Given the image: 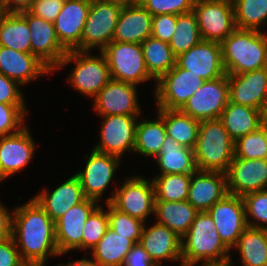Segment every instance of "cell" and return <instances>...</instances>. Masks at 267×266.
<instances>
[{"label": "cell", "instance_id": "1", "mask_svg": "<svg viewBox=\"0 0 267 266\" xmlns=\"http://www.w3.org/2000/svg\"><path fill=\"white\" fill-rule=\"evenodd\" d=\"M12 211V237L28 266H46L51 256H60L55 222L33 197Z\"/></svg>", "mask_w": 267, "mask_h": 266}, {"label": "cell", "instance_id": "2", "mask_svg": "<svg viewBox=\"0 0 267 266\" xmlns=\"http://www.w3.org/2000/svg\"><path fill=\"white\" fill-rule=\"evenodd\" d=\"M215 222L207 211L198 212L189 231L181 238L182 266H200L231 258Z\"/></svg>", "mask_w": 267, "mask_h": 266}, {"label": "cell", "instance_id": "3", "mask_svg": "<svg viewBox=\"0 0 267 266\" xmlns=\"http://www.w3.org/2000/svg\"><path fill=\"white\" fill-rule=\"evenodd\" d=\"M226 74H242L267 67V33L235 29L221 43Z\"/></svg>", "mask_w": 267, "mask_h": 266}, {"label": "cell", "instance_id": "4", "mask_svg": "<svg viewBox=\"0 0 267 266\" xmlns=\"http://www.w3.org/2000/svg\"><path fill=\"white\" fill-rule=\"evenodd\" d=\"M234 144L219 118L200 121L194 148L197 169L226 174L235 157Z\"/></svg>", "mask_w": 267, "mask_h": 266}, {"label": "cell", "instance_id": "5", "mask_svg": "<svg viewBox=\"0 0 267 266\" xmlns=\"http://www.w3.org/2000/svg\"><path fill=\"white\" fill-rule=\"evenodd\" d=\"M90 52L68 51L53 72L64 68L68 64L75 63L67 82L81 95L93 99L111 80V75L104 54L100 51L99 55L95 56Z\"/></svg>", "mask_w": 267, "mask_h": 266}, {"label": "cell", "instance_id": "6", "mask_svg": "<svg viewBox=\"0 0 267 266\" xmlns=\"http://www.w3.org/2000/svg\"><path fill=\"white\" fill-rule=\"evenodd\" d=\"M111 79L137 85L154 80L148 73L141 44L112 41L101 51Z\"/></svg>", "mask_w": 267, "mask_h": 266}, {"label": "cell", "instance_id": "7", "mask_svg": "<svg viewBox=\"0 0 267 266\" xmlns=\"http://www.w3.org/2000/svg\"><path fill=\"white\" fill-rule=\"evenodd\" d=\"M155 200L153 181L132 175L126 177L125 182L105 199V203H111L119 211L146 223L148 216L154 215Z\"/></svg>", "mask_w": 267, "mask_h": 266}, {"label": "cell", "instance_id": "8", "mask_svg": "<svg viewBox=\"0 0 267 266\" xmlns=\"http://www.w3.org/2000/svg\"><path fill=\"white\" fill-rule=\"evenodd\" d=\"M122 7L103 0L91 1L80 40V51H102L113 40Z\"/></svg>", "mask_w": 267, "mask_h": 266}, {"label": "cell", "instance_id": "9", "mask_svg": "<svg viewBox=\"0 0 267 266\" xmlns=\"http://www.w3.org/2000/svg\"><path fill=\"white\" fill-rule=\"evenodd\" d=\"M193 12L202 40L221 43L236 29L232 0H195Z\"/></svg>", "mask_w": 267, "mask_h": 266}, {"label": "cell", "instance_id": "10", "mask_svg": "<svg viewBox=\"0 0 267 266\" xmlns=\"http://www.w3.org/2000/svg\"><path fill=\"white\" fill-rule=\"evenodd\" d=\"M204 81L200 75L175 65L155 83L157 108L180 110Z\"/></svg>", "mask_w": 267, "mask_h": 266}, {"label": "cell", "instance_id": "11", "mask_svg": "<svg viewBox=\"0 0 267 266\" xmlns=\"http://www.w3.org/2000/svg\"><path fill=\"white\" fill-rule=\"evenodd\" d=\"M228 102L229 82L226 74L204 81L180 110L199 121L218 119Z\"/></svg>", "mask_w": 267, "mask_h": 266}, {"label": "cell", "instance_id": "12", "mask_svg": "<svg viewBox=\"0 0 267 266\" xmlns=\"http://www.w3.org/2000/svg\"><path fill=\"white\" fill-rule=\"evenodd\" d=\"M103 123L100 128V142L93 150L111 154L122 159L124 153L134 151L137 118L139 115L100 116Z\"/></svg>", "mask_w": 267, "mask_h": 266}, {"label": "cell", "instance_id": "13", "mask_svg": "<svg viewBox=\"0 0 267 266\" xmlns=\"http://www.w3.org/2000/svg\"><path fill=\"white\" fill-rule=\"evenodd\" d=\"M223 243L234 250L242 232L248 227L243 198L233 194L225 195L208 211Z\"/></svg>", "mask_w": 267, "mask_h": 266}, {"label": "cell", "instance_id": "14", "mask_svg": "<svg viewBox=\"0 0 267 266\" xmlns=\"http://www.w3.org/2000/svg\"><path fill=\"white\" fill-rule=\"evenodd\" d=\"M85 159L87 160L84 170H80L76 175L80 180L85 197L100 203L99 199L108 189L117 172L116 169L119 168L120 157L99 153L92 149L89 157L86 155Z\"/></svg>", "mask_w": 267, "mask_h": 266}, {"label": "cell", "instance_id": "15", "mask_svg": "<svg viewBox=\"0 0 267 266\" xmlns=\"http://www.w3.org/2000/svg\"><path fill=\"white\" fill-rule=\"evenodd\" d=\"M99 116L140 115L137 85L111 79L92 99Z\"/></svg>", "mask_w": 267, "mask_h": 266}, {"label": "cell", "instance_id": "16", "mask_svg": "<svg viewBox=\"0 0 267 266\" xmlns=\"http://www.w3.org/2000/svg\"><path fill=\"white\" fill-rule=\"evenodd\" d=\"M19 14L27 21L30 29L31 53L54 71L68 51L59 42L53 22L28 11Z\"/></svg>", "mask_w": 267, "mask_h": 266}, {"label": "cell", "instance_id": "17", "mask_svg": "<svg viewBox=\"0 0 267 266\" xmlns=\"http://www.w3.org/2000/svg\"><path fill=\"white\" fill-rule=\"evenodd\" d=\"M98 201L86 198L71 207L55 222V239L60 255L71 250H82L83 226L99 206Z\"/></svg>", "mask_w": 267, "mask_h": 266}, {"label": "cell", "instance_id": "18", "mask_svg": "<svg viewBox=\"0 0 267 266\" xmlns=\"http://www.w3.org/2000/svg\"><path fill=\"white\" fill-rule=\"evenodd\" d=\"M176 65L200 75L205 81L226 75L221 45L218 42L201 40L188 51L179 54L176 57Z\"/></svg>", "mask_w": 267, "mask_h": 266}, {"label": "cell", "instance_id": "19", "mask_svg": "<svg viewBox=\"0 0 267 266\" xmlns=\"http://www.w3.org/2000/svg\"><path fill=\"white\" fill-rule=\"evenodd\" d=\"M227 175L229 194L244 195L267 190V159H242L234 157Z\"/></svg>", "mask_w": 267, "mask_h": 266}, {"label": "cell", "instance_id": "20", "mask_svg": "<svg viewBox=\"0 0 267 266\" xmlns=\"http://www.w3.org/2000/svg\"><path fill=\"white\" fill-rule=\"evenodd\" d=\"M35 149L28 126L17 133L0 136V183L29 165Z\"/></svg>", "mask_w": 267, "mask_h": 266}, {"label": "cell", "instance_id": "21", "mask_svg": "<svg viewBox=\"0 0 267 266\" xmlns=\"http://www.w3.org/2000/svg\"><path fill=\"white\" fill-rule=\"evenodd\" d=\"M90 5L89 0H65L53 22L57 38L67 51H80V40Z\"/></svg>", "mask_w": 267, "mask_h": 266}, {"label": "cell", "instance_id": "22", "mask_svg": "<svg viewBox=\"0 0 267 266\" xmlns=\"http://www.w3.org/2000/svg\"><path fill=\"white\" fill-rule=\"evenodd\" d=\"M227 76L229 101L260 110L267 99V67Z\"/></svg>", "mask_w": 267, "mask_h": 266}, {"label": "cell", "instance_id": "23", "mask_svg": "<svg viewBox=\"0 0 267 266\" xmlns=\"http://www.w3.org/2000/svg\"><path fill=\"white\" fill-rule=\"evenodd\" d=\"M139 243L157 266L164 260L179 261L182 266L181 238L167 226L157 222L150 227L144 224Z\"/></svg>", "mask_w": 267, "mask_h": 266}, {"label": "cell", "instance_id": "24", "mask_svg": "<svg viewBox=\"0 0 267 266\" xmlns=\"http://www.w3.org/2000/svg\"><path fill=\"white\" fill-rule=\"evenodd\" d=\"M227 194L225 173L197 170L191 174L187 201L197 211H208Z\"/></svg>", "mask_w": 267, "mask_h": 266}, {"label": "cell", "instance_id": "25", "mask_svg": "<svg viewBox=\"0 0 267 266\" xmlns=\"http://www.w3.org/2000/svg\"><path fill=\"white\" fill-rule=\"evenodd\" d=\"M50 72L53 71L32 53L19 52L0 46V73L20 85H26Z\"/></svg>", "mask_w": 267, "mask_h": 266}, {"label": "cell", "instance_id": "26", "mask_svg": "<svg viewBox=\"0 0 267 266\" xmlns=\"http://www.w3.org/2000/svg\"><path fill=\"white\" fill-rule=\"evenodd\" d=\"M48 191L44 189L33 198L54 222L71 207L86 199L80 180L76 174L72 175L61 185H58L51 193Z\"/></svg>", "mask_w": 267, "mask_h": 266}, {"label": "cell", "instance_id": "27", "mask_svg": "<svg viewBox=\"0 0 267 266\" xmlns=\"http://www.w3.org/2000/svg\"><path fill=\"white\" fill-rule=\"evenodd\" d=\"M151 31L152 15L141 4L122 7L112 41L141 44Z\"/></svg>", "mask_w": 267, "mask_h": 266}, {"label": "cell", "instance_id": "28", "mask_svg": "<svg viewBox=\"0 0 267 266\" xmlns=\"http://www.w3.org/2000/svg\"><path fill=\"white\" fill-rule=\"evenodd\" d=\"M160 168L159 175L195 173L196 167L194 149L178 144L172 137L166 136L161 151L155 157Z\"/></svg>", "mask_w": 267, "mask_h": 266}, {"label": "cell", "instance_id": "29", "mask_svg": "<svg viewBox=\"0 0 267 266\" xmlns=\"http://www.w3.org/2000/svg\"><path fill=\"white\" fill-rule=\"evenodd\" d=\"M134 243L127 237L118 235L110 227L98 244L91 249L92 259H85L92 266H123L126 256Z\"/></svg>", "mask_w": 267, "mask_h": 266}, {"label": "cell", "instance_id": "30", "mask_svg": "<svg viewBox=\"0 0 267 266\" xmlns=\"http://www.w3.org/2000/svg\"><path fill=\"white\" fill-rule=\"evenodd\" d=\"M198 212L187 200L155 201L156 222L167 226L180 238L189 231Z\"/></svg>", "mask_w": 267, "mask_h": 266}, {"label": "cell", "instance_id": "31", "mask_svg": "<svg viewBox=\"0 0 267 266\" xmlns=\"http://www.w3.org/2000/svg\"><path fill=\"white\" fill-rule=\"evenodd\" d=\"M219 119L234 141L257 131L262 126L260 110L230 101L224 108Z\"/></svg>", "mask_w": 267, "mask_h": 266}, {"label": "cell", "instance_id": "32", "mask_svg": "<svg viewBox=\"0 0 267 266\" xmlns=\"http://www.w3.org/2000/svg\"><path fill=\"white\" fill-rule=\"evenodd\" d=\"M166 129V135L178 144L194 149L197 143L200 121L183 113L181 110L157 108Z\"/></svg>", "mask_w": 267, "mask_h": 266}, {"label": "cell", "instance_id": "33", "mask_svg": "<svg viewBox=\"0 0 267 266\" xmlns=\"http://www.w3.org/2000/svg\"><path fill=\"white\" fill-rule=\"evenodd\" d=\"M0 46L31 53L30 29L19 13H0Z\"/></svg>", "mask_w": 267, "mask_h": 266}, {"label": "cell", "instance_id": "34", "mask_svg": "<svg viewBox=\"0 0 267 266\" xmlns=\"http://www.w3.org/2000/svg\"><path fill=\"white\" fill-rule=\"evenodd\" d=\"M234 249L239 251L242 266H267V230L247 227Z\"/></svg>", "mask_w": 267, "mask_h": 266}, {"label": "cell", "instance_id": "35", "mask_svg": "<svg viewBox=\"0 0 267 266\" xmlns=\"http://www.w3.org/2000/svg\"><path fill=\"white\" fill-rule=\"evenodd\" d=\"M158 117L154 120L141 119L136 125L135 147L137 152L144 157H157L166 138V129L163 119Z\"/></svg>", "mask_w": 267, "mask_h": 266}, {"label": "cell", "instance_id": "36", "mask_svg": "<svg viewBox=\"0 0 267 266\" xmlns=\"http://www.w3.org/2000/svg\"><path fill=\"white\" fill-rule=\"evenodd\" d=\"M141 47L148 73L155 82L176 65V56L167 42L148 37Z\"/></svg>", "mask_w": 267, "mask_h": 266}, {"label": "cell", "instance_id": "37", "mask_svg": "<svg viewBox=\"0 0 267 266\" xmlns=\"http://www.w3.org/2000/svg\"><path fill=\"white\" fill-rule=\"evenodd\" d=\"M237 29L261 31L267 23V0H232Z\"/></svg>", "mask_w": 267, "mask_h": 266}, {"label": "cell", "instance_id": "38", "mask_svg": "<svg viewBox=\"0 0 267 266\" xmlns=\"http://www.w3.org/2000/svg\"><path fill=\"white\" fill-rule=\"evenodd\" d=\"M201 40L195 13L191 11L177 15L175 32L168 43L173 54L177 57L179 54L191 49Z\"/></svg>", "mask_w": 267, "mask_h": 266}, {"label": "cell", "instance_id": "39", "mask_svg": "<svg viewBox=\"0 0 267 266\" xmlns=\"http://www.w3.org/2000/svg\"><path fill=\"white\" fill-rule=\"evenodd\" d=\"M152 179L155 201H185L188 198L190 177L188 174L157 175Z\"/></svg>", "mask_w": 267, "mask_h": 266}, {"label": "cell", "instance_id": "40", "mask_svg": "<svg viewBox=\"0 0 267 266\" xmlns=\"http://www.w3.org/2000/svg\"><path fill=\"white\" fill-rule=\"evenodd\" d=\"M235 157L242 159H267V128L238 138L234 144Z\"/></svg>", "mask_w": 267, "mask_h": 266}, {"label": "cell", "instance_id": "41", "mask_svg": "<svg viewBox=\"0 0 267 266\" xmlns=\"http://www.w3.org/2000/svg\"><path fill=\"white\" fill-rule=\"evenodd\" d=\"M105 205L108 208L109 227L118 235L130 239L134 244L139 243L144 224L146 223L119 211L111 203H106Z\"/></svg>", "mask_w": 267, "mask_h": 266}, {"label": "cell", "instance_id": "42", "mask_svg": "<svg viewBox=\"0 0 267 266\" xmlns=\"http://www.w3.org/2000/svg\"><path fill=\"white\" fill-rule=\"evenodd\" d=\"M108 227V210H104L101 204L90 214L83 226L82 250L91 251L105 235Z\"/></svg>", "mask_w": 267, "mask_h": 266}, {"label": "cell", "instance_id": "43", "mask_svg": "<svg viewBox=\"0 0 267 266\" xmlns=\"http://www.w3.org/2000/svg\"><path fill=\"white\" fill-rule=\"evenodd\" d=\"M242 198L247 226L267 230V190L251 192Z\"/></svg>", "mask_w": 267, "mask_h": 266}, {"label": "cell", "instance_id": "44", "mask_svg": "<svg viewBox=\"0 0 267 266\" xmlns=\"http://www.w3.org/2000/svg\"><path fill=\"white\" fill-rule=\"evenodd\" d=\"M26 105H11L0 103V136L17 133L26 125Z\"/></svg>", "mask_w": 267, "mask_h": 266}, {"label": "cell", "instance_id": "45", "mask_svg": "<svg viewBox=\"0 0 267 266\" xmlns=\"http://www.w3.org/2000/svg\"><path fill=\"white\" fill-rule=\"evenodd\" d=\"M195 0H142L141 5L152 15L185 14L193 11Z\"/></svg>", "mask_w": 267, "mask_h": 266}, {"label": "cell", "instance_id": "46", "mask_svg": "<svg viewBox=\"0 0 267 266\" xmlns=\"http://www.w3.org/2000/svg\"><path fill=\"white\" fill-rule=\"evenodd\" d=\"M177 23V15L158 14L152 16L151 37L169 43L174 35Z\"/></svg>", "mask_w": 267, "mask_h": 266}, {"label": "cell", "instance_id": "47", "mask_svg": "<svg viewBox=\"0 0 267 266\" xmlns=\"http://www.w3.org/2000/svg\"><path fill=\"white\" fill-rule=\"evenodd\" d=\"M21 85L0 73V103L11 105H25Z\"/></svg>", "mask_w": 267, "mask_h": 266}, {"label": "cell", "instance_id": "48", "mask_svg": "<svg viewBox=\"0 0 267 266\" xmlns=\"http://www.w3.org/2000/svg\"><path fill=\"white\" fill-rule=\"evenodd\" d=\"M63 3L64 0H34L28 12L46 21L54 22Z\"/></svg>", "mask_w": 267, "mask_h": 266}, {"label": "cell", "instance_id": "49", "mask_svg": "<svg viewBox=\"0 0 267 266\" xmlns=\"http://www.w3.org/2000/svg\"><path fill=\"white\" fill-rule=\"evenodd\" d=\"M0 266H28L22 260L13 237L0 241Z\"/></svg>", "mask_w": 267, "mask_h": 266}, {"label": "cell", "instance_id": "50", "mask_svg": "<svg viewBox=\"0 0 267 266\" xmlns=\"http://www.w3.org/2000/svg\"><path fill=\"white\" fill-rule=\"evenodd\" d=\"M123 266H157L150 255L140 245L135 243L126 256Z\"/></svg>", "mask_w": 267, "mask_h": 266}, {"label": "cell", "instance_id": "51", "mask_svg": "<svg viewBox=\"0 0 267 266\" xmlns=\"http://www.w3.org/2000/svg\"><path fill=\"white\" fill-rule=\"evenodd\" d=\"M12 216L13 213L0 202V241L12 237Z\"/></svg>", "mask_w": 267, "mask_h": 266}, {"label": "cell", "instance_id": "52", "mask_svg": "<svg viewBox=\"0 0 267 266\" xmlns=\"http://www.w3.org/2000/svg\"><path fill=\"white\" fill-rule=\"evenodd\" d=\"M34 0H1L2 13H21L28 11Z\"/></svg>", "mask_w": 267, "mask_h": 266}, {"label": "cell", "instance_id": "53", "mask_svg": "<svg viewBox=\"0 0 267 266\" xmlns=\"http://www.w3.org/2000/svg\"><path fill=\"white\" fill-rule=\"evenodd\" d=\"M119 5L121 7L140 5L142 0H103Z\"/></svg>", "mask_w": 267, "mask_h": 266}, {"label": "cell", "instance_id": "54", "mask_svg": "<svg viewBox=\"0 0 267 266\" xmlns=\"http://www.w3.org/2000/svg\"><path fill=\"white\" fill-rule=\"evenodd\" d=\"M56 266H92L86 259H85V255L81 260H76V261H70L64 265L62 264H57Z\"/></svg>", "mask_w": 267, "mask_h": 266}, {"label": "cell", "instance_id": "55", "mask_svg": "<svg viewBox=\"0 0 267 266\" xmlns=\"http://www.w3.org/2000/svg\"><path fill=\"white\" fill-rule=\"evenodd\" d=\"M261 124L263 127L267 128V99L263 103L260 109Z\"/></svg>", "mask_w": 267, "mask_h": 266}, {"label": "cell", "instance_id": "56", "mask_svg": "<svg viewBox=\"0 0 267 266\" xmlns=\"http://www.w3.org/2000/svg\"><path fill=\"white\" fill-rule=\"evenodd\" d=\"M235 263L232 260V257L230 259H227L225 261H221V262H211V263H207V264H202L201 266H234Z\"/></svg>", "mask_w": 267, "mask_h": 266}, {"label": "cell", "instance_id": "57", "mask_svg": "<svg viewBox=\"0 0 267 266\" xmlns=\"http://www.w3.org/2000/svg\"><path fill=\"white\" fill-rule=\"evenodd\" d=\"M0 13H2V3H1V0H0Z\"/></svg>", "mask_w": 267, "mask_h": 266}]
</instances>
